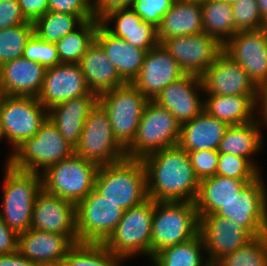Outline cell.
Masks as SVG:
<instances>
[{
	"mask_svg": "<svg viewBox=\"0 0 267 266\" xmlns=\"http://www.w3.org/2000/svg\"><path fill=\"white\" fill-rule=\"evenodd\" d=\"M96 93L70 99L48 109V119L55 125L62 137L74 148L78 145L85 121L97 106Z\"/></svg>",
	"mask_w": 267,
	"mask_h": 266,
	"instance_id": "obj_24",
	"label": "cell"
},
{
	"mask_svg": "<svg viewBox=\"0 0 267 266\" xmlns=\"http://www.w3.org/2000/svg\"><path fill=\"white\" fill-rule=\"evenodd\" d=\"M264 29H265V31L267 33V20L265 21Z\"/></svg>",
	"mask_w": 267,
	"mask_h": 266,
	"instance_id": "obj_54",
	"label": "cell"
},
{
	"mask_svg": "<svg viewBox=\"0 0 267 266\" xmlns=\"http://www.w3.org/2000/svg\"><path fill=\"white\" fill-rule=\"evenodd\" d=\"M204 32L202 27V5L194 0H175L157 27L159 44L178 36H189Z\"/></svg>",
	"mask_w": 267,
	"mask_h": 266,
	"instance_id": "obj_26",
	"label": "cell"
},
{
	"mask_svg": "<svg viewBox=\"0 0 267 266\" xmlns=\"http://www.w3.org/2000/svg\"><path fill=\"white\" fill-rule=\"evenodd\" d=\"M203 248L202 237L198 234L187 242L164 248L152 259L156 266H212L209 261L203 265L200 253Z\"/></svg>",
	"mask_w": 267,
	"mask_h": 266,
	"instance_id": "obj_36",
	"label": "cell"
},
{
	"mask_svg": "<svg viewBox=\"0 0 267 266\" xmlns=\"http://www.w3.org/2000/svg\"><path fill=\"white\" fill-rule=\"evenodd\" d=\"M116 19L115 29L107 26L108 21ZM100 23L113 36L124 39L132 46L149 51L159 44L157 28L145 22L131 8L116 10L105 16Z\"/></svg>",
	"mask_w": 267,
	"mask_h": 266,
	"instance_id": "obj_28",
	"label": "cell"
},
{
	"mask_svg": "<svg viewBox=\"0 0 267 266\" xmlns=\"http://www.w3.org/2000/svg\"><path fill=\"white\" fill-rule=\"evenodd\" d=\"M223 1H226V2H228V3H234V2H237V1H240V0H223Z\"/></svg>",
	"mask_w": 267,
	"mask_h": 266,
	"instance_id": "obj_53",
	"label": "cell"
},
{
	"mask_svg": "<svg viewBox=\"0 0 267 266\" xmlns=\"http://www.w3.org/2000/svg\"><path fill=\"white\" fill-rule=\"evenodd\" d=\"M200 77L209 95L257 96L258 88L248 74L224 52Z\"/></svg>",
	"mask_w": 267,
	"mask_h": 266,
	"instance_id": "obj_21",
	"label": "cell"
},
{
	"mask_svg": "<svg viewBox=\"0 0 267 266\" xmlns=\"http://www.w3.org/2000/svg\"><path fill=\"white\" fill-rule=\"evenodd\" d=\"M100 21L90 19L55 43L60 63L79 64L88 47L95 41L96 30Z\"/></svg>",
	"mask_w": 267,
	"mask_h": 266,
	"instance_id": "obj_35",
	"label": "cell"
},
{
	"mask_svg": "<svg viewBox=\"0 0 267 266\" xmlns=\"http://www.w3.org/2000/svg\"><path fill=\"white\" fill-rule=\"evenodd\" d=\"M258 172L257 166L247 158L231 154L219 155L216 175L239 180H255L260 176Z\"/></svg>",
	"mask_w": 267,
	"mask_h": 266,
	"instance_id": "obj_40",
	"label": "cell"
},
{
	"mask_svg": "<svg viewBox=\"0 0 267 266\" xmlns=\"http://www.w3.org/2000/svg\"><path fill=\"white\" fill-rule=\"evenodd\" d=\"M175 0H134L131 9L145 22L156 28Z\"/></svg>",
	"mask_w": 267,
	"mask_h": 266,
	"instance_id": "obj_43",
	"label": "cell"
},
{
	"mask_svg": "<svg viewBox=\"0 0 267 266\" xmlns=\"http://www.w3.org/2000/svg\"><path fill=\"white\" fill-rule=\"evenodd\" d=\"M259 11L262 15V18L267 20V0H257Z\"/></svg>",
	"mask_w": 267,
	"mask_h": 266,
	"instance_id": "obj_52",
	"label": "cell"
},
{
	"mask_svg": "<svg viewBox=\"0 0 267 266\" xmlns=\"http://www.w3.org/2000/svg\"><path fill=\"white\" fill-rule=\"evenodd\" d=\"M201 5L204 32L224 45L237 32L232 4L223 0H205Z\"/></svg>",
	"mask_w": 267,
	"mask_h": 266,
	"instance_id": "obj_33",
	"label": "cell"
},
{
	"mask_svg": "<svg viewBox=\"0 0 267 266\" xmlns=\"http://www.w3.org/2000/svg\"><path fill=\"white\" fill-rule=\"evenodd\" d=\"M188 155L199 180L216 175L220 155L217 150L190 151Z\"/></svg>",
	"mask_w": 267,
	"mask_h": 266,
	"instance_id": "obj_44",
	"label": "cell"
},
{
	"mask_svg": "<svg viewBox=\"0 0 267 266\" xmlns=\"http://www.w3.org/2000/svg\"><path fill=\"white\" fill-rule=\"evenodd\" d=\"M154 206L155 201L147 199L142 204L125 210L122 219L103 245L120 260L136 253L151 256Z\"/></svg>",
	"mask_w": 267,
	"mask_h": 266,
	"instance_id": "obj_8",
	"label": "cell"
},
{
	"mask_svg": "<svg viewBox=\"0 0 267 266\" xmlns=\"http://www.w3.org/2000/svg\"><path fill=\"white\" fill-rule=\"evenodd\" d=\"M237 31L263 29L265 20L259 11L257 0H240L232 3Z\"/></svg>",
	"mask_w": 267,
	"mask_h": 266,
	"instance_id": "obj_41",
	"label": "cell"
},
{
	"mask_svg": "<svg viewBox=\"0 0 267 266\" xmlns=\"http://www.w3.org/2000/svg\"><path fill=\"white\" fill-rule=\"evenodd\" d=\"M75 154L98 166L126 158V150L115 139L108 114L97 104L88 115Z\"/></svg>",
	"mask_w": 267,
	"mask_h": 266,
	"instance_id": "obj_11",
	"label": "cell"
},
{
	"mask_svg": "<svg viewBox=\"0 0 267 266\" xmlns=\"http://www.w3.org/2000/svg\"><path fill=\"white\" fill-rule=\"evenodd\" d=\"M98 168L97 164L74 153L43 172L42 188L77 204L94 189Z\"/></svg>",
	"mask_w": 267,
	"mask_h": 266,
	"instance_id": "obj_9",
	"label": "cell"
},
{
	"mask_svg": "<svg viewBox=\"0 0 267 266\" xmlns=\"http://www.w3.org/2000/svg\"><path fill=\"white\" fill-rule=\"evenodd\" d=\"M0 266H39L23 257L18 251L12 254L0 255Z\"/></svg>",
	"mask_w": 267,
	"mask_h": 266,
	"instance_id": "obj_50",
	"label": "cell"
},
{
	"mask_svg": "<svg viewBox=\"0 0 267 266\" xmlns=\"http://www.w3.org/2000/svg\"><path fill=\"white\" fill-rule=\"evenodd\" d=\"M78 243L77 236L28 229L18 235V252L39 266H60Z\"/></svg>",
	"mask_w": 267,
	"mask_h": 266,
	"instance_id": "obj_19",
	"label": "cell"
},
{
	"mask_svg": "<svg viewBox=\"0 0 267 266\" xmlns=\"http://www.w3.org/2000/svg\"><path fill=\"white\" fill-rule=\"evenodd\" d=\"M90 92L79 64L60 63L46 69L43 87L37 98L46 109H50Z\"/></svg>",
	"mask_w": 267,
	"mask_h": 266,
	"instance_id": "obj_20",
	"label": "cell"
},
{
	"mask_svg": "<svg viewBox=\"0 0 267 266\" xmlns=\"http://www.w3.org/2000/svg\"><path fill=\"white\" fill-rule=\"evenodd\" d=\"M257 121L231 125L226 129L217 151L219 154L237 155L249 159L262 147V134Z\"/></svg>",
	"mask_w": 267,
	"mask_h": 266,
	"instance_id": "obj_32",
	"label": "cell"
},
{
	"mask_svg": "<svg viewBox=\"0 0 267 266\" xmlns=\"http://www.w3.org/2000/svg\"><path fill=\"white\" fill-rule=\"evenodd\" d=\"M181 124L173 114L153 100L146 104L136 137L126 149V157L143 159L145 156L178 145Z\"/></svg>",
	"mask_w": 267,
	"mask_h": 266,
	"instance_id": "obj_6",
	"label": "cell"
},
{
	"mask_svg": "<svg viewBox=\"0 0 267 266\" xmlns=\"http://www.w3.org/2000/svg\"><path fill=\"white\" fill-rule=\"evenodd\" d=\"M3 191V222L18 234L31 228L33 204L42 189V174L14 169L6 164Z\"/></svg>",
	"mask_w": 267,
	"mask_h": 266,
	"instance_id": "obj_5",
	"label": "cell"
},
{
	"mask_svg": "<svg viewBox=\"0 0 267 266\" xmlns=\"http://www.w3.org/2000/svg\"><path fill=\"white\" fill-rule=\"evenodd\" d=\"M119 261L103 244L77 243L60 266H119Z\"/></svg>",
	"mask_w": 267,
	"mask_h": 266,
	"instance_id": "obj_37",
	"label": "cell"
},
{
	"mask_svg": "<svg viewBox=\"0 0 267 266\" xmlns=\"http://www.w3.org/2000/svg\"><path fill=\"white\" fill-rule=\"evenodd\" d=\"M256 100L257 96L209 95L204 110L228 126L240 125L254 121Z\"/></svg>",
	"mask_w": 267,
	"mask_h": 266,
	"instance_id": "obj_31",
	"label": "cell"
},
{
	"mask_svg": "<svg viewBox=\"0 0 267 266\" xmlns=\"http://www.w3.org/2000/svg\"><path fill=\"white\" fill-rule=\"evenodd\" d=\"M228 125L205 110L181 124L178 145L187 152L217 150Z\"/></svg>",
	"mask_w": 267,
	"mask_h": 266,
	"instance_id": "obj_27",
	"label": "cell"
},
{
	"mask_svg": "<svg viewBox=\"0 0 267 266\" xmlns=\"http://www.w3.org/2000/svg\"><path fill=\"white\" fill-rule=\"evenodd\" d=\"M148 101L132 83L99 95L98 104L108 114L113 135L125 150L136 137Z\"/></svg>",
	"mask_w": 267,
	"mask_h": 266,
	"instance_id": "obj_7",
	"label": "cell"
},
{
	"mask_svg": "<svg viewBox=\"0 0 267 266\" xmlns=\"http://www.w3.org/2000/svg\"><path fill=\"white\" fill-rule=\"evenodd\" d=\"M95 41L114 64L121 79L127 84L132 83L139 75L147 51L113 36L101 23L96 30Z\"/></svg>",
	"mask_w": 267,
	"mask_h": 266,
	"instance_id": "obj_25",
	"label": "cell"
},
{
	"mask_svg": "<svg viewBox=\"0 0 267 266\" xmlns=\"http://www.w3.org/2000/svg\"><path fill=\"white\" fill-rule=\"evenodd\" d=\"M48 11L72 15H93L92 4L89 0H49Z\"/></svg>",
	"mask_w": 267,
	"mask_h": 266,
	"instance_id": "obj_46",
	"label": "cell"
},
{
	"mask_svg": "<svg viewBox=\"0 0 267 266\" xmlns=\"http://www.w3.org/2000/svg\"><path fill=\"white\" fill-rule=\"evenodd\" d=\"M75 148L60 134L47 118L35 136L26 139L10 155L7 164L14 169L39 173L64 159L71 157Z\"/></svg>",
	"mask_w": 267,
	"mask_h": 266,
	"instance_id": "obj_4",
	"label": "cell"
},
{
	"mask_svg": "<svg viewBox=\"0 0 267 266\" xmlns=\"http://www.w3.org/2000/svg\"><path fill=\"white\" fill-rule=\"evenodd\" d=\"M199 234L195 202L155 201L151 233V258L164 248L187 242Z\"/></svg>",
	"mask_w": 267,
	"mask_h": 266,
	"instance_id": "obj_3",
	"label": "cell"
},
{
	"mask_svg": "<svg viewBox=\"0 0 267 266\" xmlns=\"http://www.w3.org/2000/svg\"><path fill=\"white\" fill-rule=\"evenodd\" d=\"M18 235L0 217V255L12 254L18 251Z\"/></svg>",
	"mask_w": 267,
	"mask_h": 266,
	"instance_id": "obj_48",
	"label": "cell"
},
{
	"mask_svg": "<svg viewBox=\"0 0 267 266\" xmlns=\"http://www.w3.org/2000/svg\"><path fill=\"white\" fill-rule=\"evenodd\" d=\"M27 23L17 0H0V30Z\"/></svg>",
	"mask_w": 267,
	"mask_h": 266,
	"instance_id": "obj_45",
	"label": "cell"
},
{
	"mask_svg": "<svg viewBox=\"0 0 267 266\" xmlns=\"http://www.w3.org/2000/svg\"><path fill=\"white\" fill-rule=\"evenodd\" d=\"M124 210L93 189L76 204L78 243L103 244L122 219Z\"/></svg>",
	"mask_w": 267,
	"mask_h": 266,
	"instance_id": "obj_12",
	"label": "cell"
},
{
	"mask_svg": "<svg viewBox=\"0 0 267 266\" xmlns=\"http://www.w3.org/2000/svg\"><path fill=\"white\" fill-rule=\"evenodd\" d=\"M199 234L212 266L222 257L246 245L253 237L241 226L216 214L198 215Z\"/></svg>",
	"mask_w": 267,
	"mask_h": 266,
	"instance_id": "obj_16",
	"label": "cell"
},
{
	"mask_svg": "<svg viewBox=\"0 0 267 266\" xmlns=\"http://www.w3.org/2000/svg\"><path fill=\"white\" fill-rule=\"evenodd\" d=\"M252 181L254 180H239L220 175L200 180L195 200L198 215L215 214Z\"/></svg>",
	"mask_w": 267,
	"mask_h": 266,
	"instance_id": "obj_30",
	"label": "cell"
},
{
	"mask_svg": "<svg viewBox=\"0 0 267 266\" xmlns=\"http://www.w3.org/2000/svg\"><path fill=\"white\" fill-rule=\"evenodd\" d=\"M95 4H92L93 16L97 21H101L109 13L130 9L134 0H96Z\"/></svg>",
	"mask_w": 267,
	"mask_h": 266,
	"instance_id": "obj_47",
	"label": "cell"
},
{
	"mask_svg": "<svg viewBox=\"0 0 267 266\" xmlns=\"http://www.w3.org/2000/svg\"><path fill=\"white\" fill-rule=\"evenodd\" d=\"M142 161L149 199L195 202L200 180L194 173L187 151L175 145L151 153Z\"/></svg>",
	"mask_w": 267,
	"mask_h": 266,
	"instance_id": "obj_1",
	"label": "cell"
},
{
	"mask_svg": "<svg viewBox=\"0 0 267 266\" xmlns=\"http://www.w3.org/2000/svg\"><path fill=\"white\" fill-rule=\"evenodd\" d=\"M261 102V106H262V110H263V118L264 121L266 120V124H267V84L266 85H262L258 88V92H257V100L256 102Z\"/></svg>",
	"mask_w": 267,
	"mask_h": 266,
	"instance_id": "obj_51",
	"label": "cell"
},
{
	"mask_svg": "<svg viewBox=\"0 0 267 266\" xmlns=\"http://www.w3.org/2000/svg\"><path fill=\"white\" fill-rule=\"evenodd\" d=\"M94 189L124 211L142 204L149 199L142 159L126 157L119 162L99 166Z\"/></svg>",
	"mask_w": 267,
	"mask_h": 266,
	"instance_id": "obj_2",
	"label": "cell"
},
{
	"mask_svg": "<svg viewBox=\"0 0 267 266\" xmlns=\"http://www.w3.org/2000/svg\"><path fill=\"white\" fill-rule=\"evenodd\" d=\"M2 96H3V94H2L1 89H0V100H1Z\"/></svg>",
	"mask_w": 267,
	"mask_h": 266,
	"instance_id": "obj_55",
	"label": "cell"
},
{
	"mask_svg": "<svg viewBox=\"0 0 267 266\" xmlns=\"http://www.w3.org/2000/svg\"><path fill=\"white\" fill-rule=\"evenodd\" d=\"M46 110V111H45ZM48 110L37 97L3 95L0 100V134L15 150L36 135L48 118Z\"/></svg>",
	"mask_w": 267,
	"mask_h": 266,
	"instance_id": "obj_10",
	"label": "cell"
},
{
	"mask_svg": "<svg viewBox=\"0 0 267 266\" xmlns=\"http://www.w3.org/2000/svg\"><path fill=\"white\" fill-rule=\"evenodd\" d=\"M79 65L88 89L98 96L126 84L96 41L88 47Z\"/></svg>",
	"mask_w": 267,
	"mask_h": 266,
	"instance_id": "obj_29",
	"label": "cell"
},
{
	"mask_svg": "<svg viewBox=\"0 0 267 266\" xmlns=\"http://www.w3.org/2000/svg\"><path fill=\"white\" fill-rule=\"evenodd\" d=\"M186 73L162 44L147 51L143 65L132 84L148 99L156 96L170 83Z\"/></svg>",
	"mask_w": 267,
	"mask_h": 266,
	"instance_id": "obj_17",
	"label": "cell"
},
{
	"mask_svg": "<svg viewBox=\"0 0 267 266\" xmlns=\"http://www.w3.org/2000/svg\"><path fill=\"white\" fill-rule=\"evenodd\" d=\"M197 88L203 90L201 77L185 74L165 87L153 101L170 111L177 121L183 124L193 120L204 111L205 105L197 95Z\"/></svg>",
	"mask_w": 267,
	"mask_h": 266,
	"instance_id": "obj_22",
	"label": "cell"
},
{
	"mask_svg": "<svg viewBox=\"0 0 267 266\" xmlns=\"http://www.w3.org/2000/svg\"><path fill=\"white\" fill-rule=\"evenodd\" d=\"M22 57L40 63L45 69L60 64L55 43L41 40L35 34L27 41Z\"/></svg>",
	"mask_w": 267,
	"mask_h": 266,
	"instance_id": "obj_42",
	"label": "cell"
},
{
	"mask_svg": "<svg viewBox=\"0 0 267 266\" xmlns=\"http://www.w3.org/2000/svg\"><path fill=\"white\" fill-rule=\"evenodd\" d=\"M33 34V22L0 30V66L16 58H21L26 43Z\"/></svg>",
	"mask_w": 267,
	"mask_h": 266,
	"instance_id": "obj_39",
	"label": "cell"
},
{
	"mask_svg": "<svg viewBox=\"0 0 267 266\" xmlns=\"http://www.w3.org/2000/svg\"><path fill=\"white\" fill-rule=\"evenodd\" d=\"M162 45L186 74L198 76L223 53V45L205 32L169 38Z\"/></svg>",
	"mask_w": 267,
	"mask_h": 266,
	"instance_id": "obj_15",
	"label": "cell"
},
{
	"mask_svg": "<svg viewBox=\"0 0 267 266\" xmlns=\"http://www.w3.org/2000/svg\"><path fill=\"white\" fill-rule=\"evenodd\" d=\"M31 228L41 232L77 236L76 204L42 188L33 204Z\"/></svg>",
	"mask_w": 267,
	"mask_h": 266,
	"instance_id": "obj_18",
	"label": "cell"
},
{
	"mask_svg": "<svg viewBox=\"0 0 267 266\" xmlns=\"http://www.w3.org/2000/svg\"><path fill=\"white\" fill-rule=\"evenodd\" d=\"M90 19H94V16L47 11L33 22L34 34L41 40L56 43L68 33L73 32L76 24L79 26Z\"/></svg>",
	"mask_w": 267,
	"mask_h": 266,
	"instance_id": "obj_34",
	"label": "cell"
},
{
	"mask_svg": "<svg viewBox=\"0 0 267 266\" xmlns=\"http://www.w3.org/2000/svg\"><path fill=\"white\" fill-rule=\"evenodd\" d=\"M223 52L238 63L257 88L267 84V33L265 29L237 31Z\"/></svg>",
	"mask_w": 267,
	"mask_h": 266,
	"instance_id": "obj_14",
	"label": "cell"
},
{
	"mask_svg": "<svg viewBox=\"0 0 267 266\" xmlns=\"http://www.w3.org/2000/svg\"><path fill=\"white\" fill-rule=\"evenodd\" d=\"M213 266H267V234L220 258Z\"/></svg>",
	"mask_w": 267,
	"mask_h": 266,
	"instance_id": "obj_38",
	"label": "cell"
},
{
	"mask_svg": "<svg viewBox=\"0 0 267 266\" xmlns=\"http://www.w3.org/2000/svg\"><path fill=\"white\" fill-rule=\"evenodd\" d=\"M46 69L23 57L0 66V89L3 95L38 97Z\"/></svg>",
	"mask_w": 267,
	"mask_h": 266,
	"instance_id": "obj_23",
	"label": "cell"
},
{
	"mask_svg": "<svg viewBox=\"0 0 267 266\" xmlns=\"http://www.w3.org/2000/svg\"><path fill=\"white\" fill-rule=\"evenodd\" d=\"M260 177L215 213L243 227L253 238L267 234V193Z\"/></svg>",
	"mask_w": 267,
	"mask_h": 266,
	"instance_id": "obj_13",
	"label": "cell"
},
{
	"mask_svg": "<svg viewBox=\"0 0 267 266\" xmlns=\"http://www.w3.org/2000/svg\"><path fill=\"white\" fill-rule=\"evenodd\" d=\"M29 22H34L48 11L49 0H17Z\"/></svg>",
	"mask_w": 267,
	"mask_h": 266,
	"instance_id": "obj_49",
	"label": "cell"
}]
</instances>
